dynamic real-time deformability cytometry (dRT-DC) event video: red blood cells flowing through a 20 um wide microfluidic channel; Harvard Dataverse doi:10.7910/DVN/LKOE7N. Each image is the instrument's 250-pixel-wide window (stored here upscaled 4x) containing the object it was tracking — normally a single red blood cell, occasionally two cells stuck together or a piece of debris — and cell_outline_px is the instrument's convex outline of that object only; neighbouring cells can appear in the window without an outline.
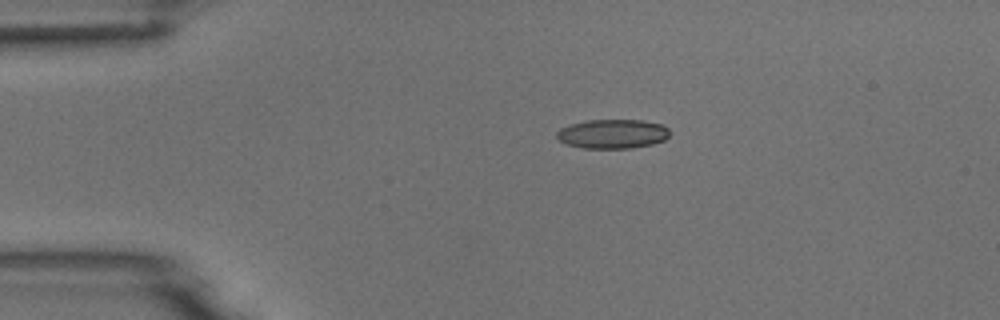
{"species": "common noctule bat (a hibernating species)", "species_latin": "Nyctalus noctula", "temperature_condition": "room temperature", "stored_images_in_passage": 1, "camera_frame_rate_fps": 3000, "um_per_image_px": 0.085, "animal": {"sex": "male", "body_mass_g": 18.8}, "frame": {"image": 1, "passage_image": 1, "time_ms": 0.0, "image_size_px": [1000, 320], "cell_outline_px": [[668, 136], [664, 140], [652, 144], [632, 148], [584, 148], [568, 144], [560, 140], [556, 136], [556, 132], [560, 128], [568, 124], [588, 120], [644, 120], [664, 124], [668, 128]], "centroid_in_image_um": [52.08, 11.37], "position_along_channel_um": 32.9, "area_um2": 19.31}}